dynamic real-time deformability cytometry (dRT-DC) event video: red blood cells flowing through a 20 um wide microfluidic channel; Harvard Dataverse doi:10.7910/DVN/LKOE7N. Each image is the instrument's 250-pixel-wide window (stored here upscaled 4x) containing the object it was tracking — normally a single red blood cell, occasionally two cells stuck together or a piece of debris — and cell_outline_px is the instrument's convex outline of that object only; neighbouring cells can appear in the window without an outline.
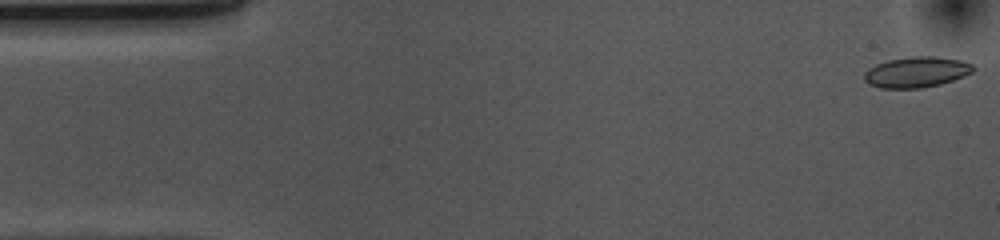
{"species": "common noctule bat (a hibernating species)", "species_latin": "Nyctalus noctula", "temperature_condition": "cold", "stored_images_in_passage": 53, "camera_frame_rate_fps": 3000, "um_per_image_px": 0.085, "animal": {"sex": "female", "body_mass_g": 10.0, "forearm_length_mm": 53.1}, "frame": {"image": 1, "passage_image": 1, "time_ms": 0.0, "image_size_px": [1000, 240], "cell_outline_px": [[976, 68], [972, 72], [964, 76], [940, 84], [920, 88], [880, 88], [868, 84], [864, 80], [864, 72], [868, 68], [876, 64], [888, 60], [912, 56], [936, 56], [960, 60], [972, 64]], "centroid_in_image_um": [77.88, 6.12], "position_along_channel_um": 7.1, "area_um2": 19.54}}
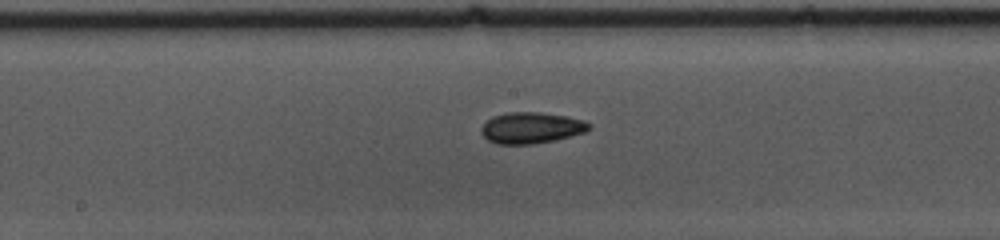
{"frame": {"image": 2, "passage_image": 26, "time_ms": 8.333, "image_size_px": [1000, 240], "cell_outline_px": [[592, 128], [584, 132], [556, 140], [532, 144], [496, 144], [488, 140], [480, 132], [480, 128], [492, 116], [508, 112], [540, 112], [568, 116], [584, 120], [592, 124]], "centroid_in_image_um": [45.17, 10.86], "position_along_channel_um": 203.0, "area_um2": 19.77}}
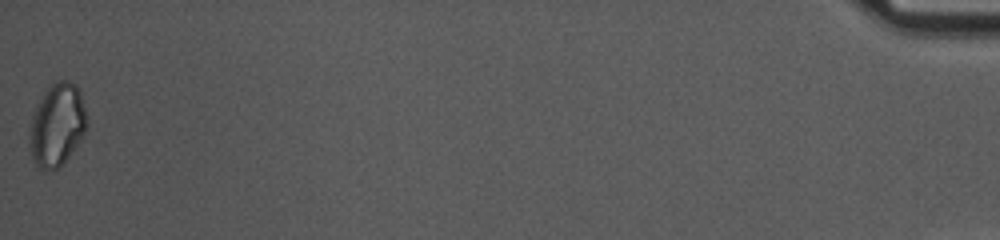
{"frame": {"image": 3, "passage_image": 53, "time_ms": 17.333, "image_size_px": [1000, 240], "cell_outline_px": [[88, 124], [80, 140], [68, 156], [56, 168], [48, 172], [44, 172], [36, 164], [32, 156], [28, 144], [32, 116], [44, 92], [52, 84], [60, 80], [68, 80], [76, 84], [80, 92], [88, 120]], "centroid_in_image_um": [4.85, 10.62], "position_along_channel_um": 430.3, "area_um2": 27.34}, "authors_computed_cell_mechanics": {"area_um2": 19.1896, "velocity_mm_per_s": 3.6896, "shape_relaxation_time_tau1_ms": 4.3459, "shape_relaxation_time_tau2_ms": 5.4464, "deformation_change_tau1": 0.1075, "deformation_change_tau2": 0.1116}}